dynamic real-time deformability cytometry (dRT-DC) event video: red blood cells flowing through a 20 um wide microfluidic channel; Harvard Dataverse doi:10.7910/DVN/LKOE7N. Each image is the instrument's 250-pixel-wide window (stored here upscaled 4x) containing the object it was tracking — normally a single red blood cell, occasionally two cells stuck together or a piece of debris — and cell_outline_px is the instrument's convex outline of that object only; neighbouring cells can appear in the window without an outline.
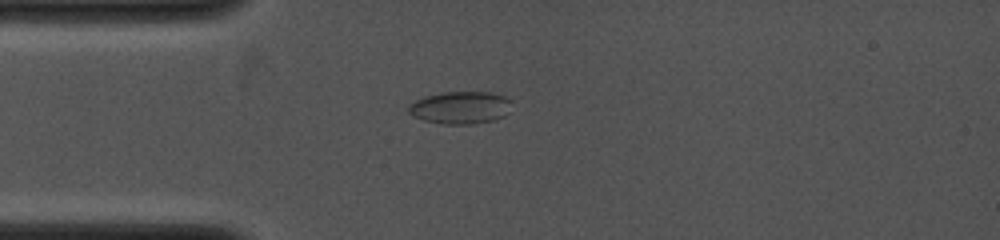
{"species": "common noctule bat (a hibernating species)", "species_latin": "Nyctalus noctula", "temperature_condition": "cold", "stored_images_in_passage": 20, "camera_frame_rate_fps": 4000, "um_per_image_px": 0.085, "animal": {"sex": "female", "body_mass_g": 19.0, "forearm_length_mm": 53.3}, "frame": {"image": 1, "passage_image": 3, "time_ms": 1.75, "image_size_px": [1000, 240], "cell_outline_px": [[512, 100], [504, 116], [492, 120], [472, 124], [444, 124], [424, 120], [412, 116], [408, 112], [408, 104], [424, 96], [444, 92], [492, 92], [504, 96]], "centroid_in_image_um": [39.1, 9.14], "position_along_channel_um": 45.9, "area_um2": 19.48}}
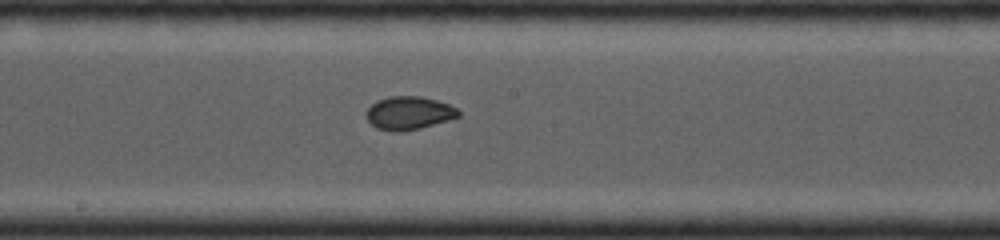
{"frame": {"image": 2, "passage_image": 12, "time_ms": 5.75, "image_size_px": [1000, 240], "cell_outline_px": [[460, 116], [448, 120], [420, 128], [400, 132], [396, 132], [376, 128], [364, 116], [364, 112], [376, 100], [388, 96], [420, 96], [436, 100], [448, 104], [456, 108], [460, 112]], "centroid_in_image_um": [34.71, 9.6], "position_along_channel_um": 213.5, "area_um2": 17.92}}
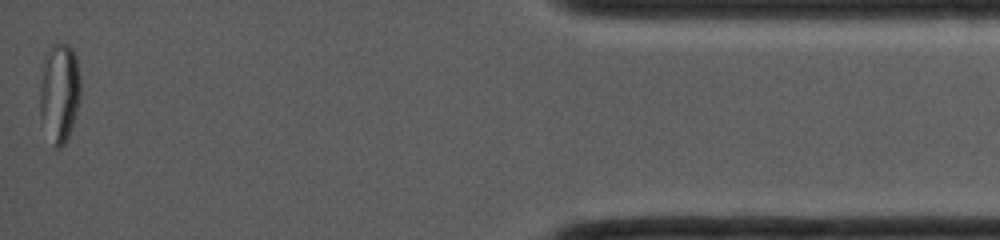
{"frame": {"image": 3, "passage_image": 20, "time_ms": 12.0, "image_size_px": [1000, 240], "cell_outline_px": [[80, 96], [72, 124], [68, 136], [64, 144], [60, 148], [52, 148], [40, 116], [40, 88], [48, 48], [52, 44], [68, 44], [72, 48], [76, 56], [80, 80]], "centroid_in_image_um": [5.05, 7.91], "position_along_channel_um": 430.1, "area_um2": 23.24}}